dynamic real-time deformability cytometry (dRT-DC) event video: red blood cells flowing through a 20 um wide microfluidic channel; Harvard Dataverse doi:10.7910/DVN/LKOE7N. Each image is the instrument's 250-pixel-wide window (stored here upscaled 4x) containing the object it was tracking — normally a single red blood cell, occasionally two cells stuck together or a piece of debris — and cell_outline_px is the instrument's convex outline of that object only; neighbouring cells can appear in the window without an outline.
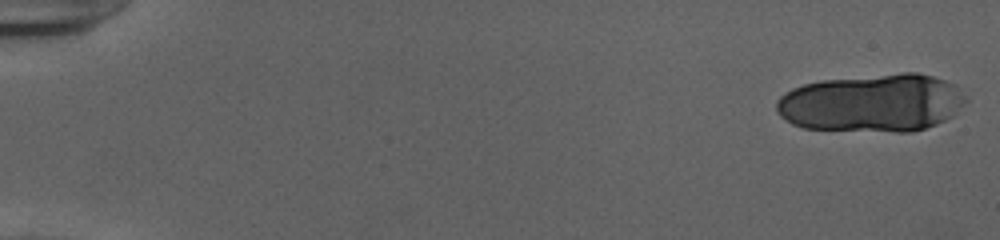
{"species": "human", "species_latin": "Homo sapiens", "temperature_condition": "cold", "stored_images_in_passage": 22, "camera_frame_rate_fps": 3000, "um_per_image_px": 0.085, "donor": {"sex": "female"}, "frame": {"image": 1, "passage_image": 1, "time_ms": 0.0, "image_size_px": [1000, 240], "cell_outline_px": [[968, 100], [952, 116], [936, 124], [912, 132], [896, 132], [804, 128], [792, 124], [780, 116], [776, 112], [776, 100], [784, 92], [792, 88], [804, 84], [820, 80], [900, 72], [916, 72], [932, 76], [956, 84]], "centroid_in_image_um": [74.12, 8.74], "position_along_channel_um": 10.9, "area_um2": 64.5}}
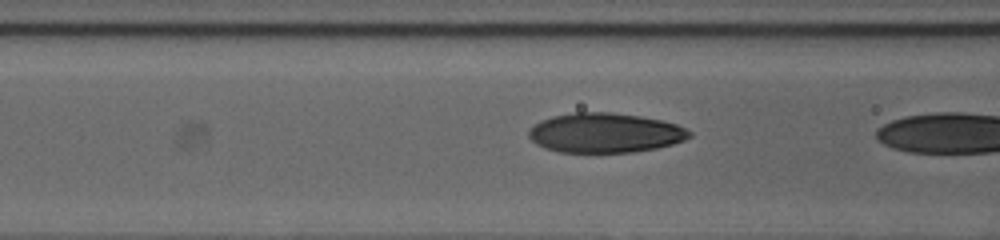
{"frame": {"image": 2, "passage_image": 21, "time_ms": 6.667, "image_size_px": [1000, 240], "cell_outline_px": [[692, 136], [684, 140], [672, 144], [656, 148], [632, 152], [560, 152], [544, 148], [536, 144], [528, 136], [528, 128], [540, 120], [552, 116], [576, 112], [608, 112], [640, 116], [660, 120], [676, 124], [692, 132]], "centroid_in_image_um": [51.39, 11.29], "position_along_channel_um": 115.2, "area_um2": 37.17}}